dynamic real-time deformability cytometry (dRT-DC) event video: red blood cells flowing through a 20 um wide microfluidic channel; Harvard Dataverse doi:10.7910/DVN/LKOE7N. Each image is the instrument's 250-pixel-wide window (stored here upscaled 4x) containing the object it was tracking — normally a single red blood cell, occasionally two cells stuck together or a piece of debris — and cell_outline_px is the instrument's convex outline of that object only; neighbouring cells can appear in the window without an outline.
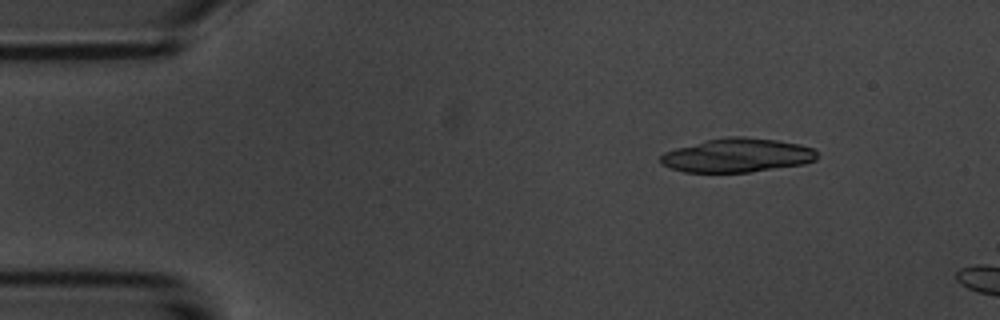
{"species": "common noctule bat (a hibernating species)", "species_latin": "Nyctalus noctula", "temperature_condition": "room temperature", "stored_images_in_passage": 3, "camera_frame_rate_fps": 3000, "um_per_image_px": 0.085, "animal": {"sex": "male", "body_mass_g": 20.1, "forearm_length_mm": 53.5}, "frame": {"image": 1, "passage_image": 2, "time_ms": 1.0, "image_size_px": [1000, 320], "cell_outline_px": [[820, 156], [816, 160], [804, 164], [752, 172], [684, 172], [660, 164], [660, 156], [664, 152], [676, 148], [708, 140], [728, 136], [744, 136], [776, 140], [800, 144], [816, 148]], "centroid_in_image_um": [62.72, 13.2], "position_along_channel_um": 22.3, "area_um2": 31.15}}